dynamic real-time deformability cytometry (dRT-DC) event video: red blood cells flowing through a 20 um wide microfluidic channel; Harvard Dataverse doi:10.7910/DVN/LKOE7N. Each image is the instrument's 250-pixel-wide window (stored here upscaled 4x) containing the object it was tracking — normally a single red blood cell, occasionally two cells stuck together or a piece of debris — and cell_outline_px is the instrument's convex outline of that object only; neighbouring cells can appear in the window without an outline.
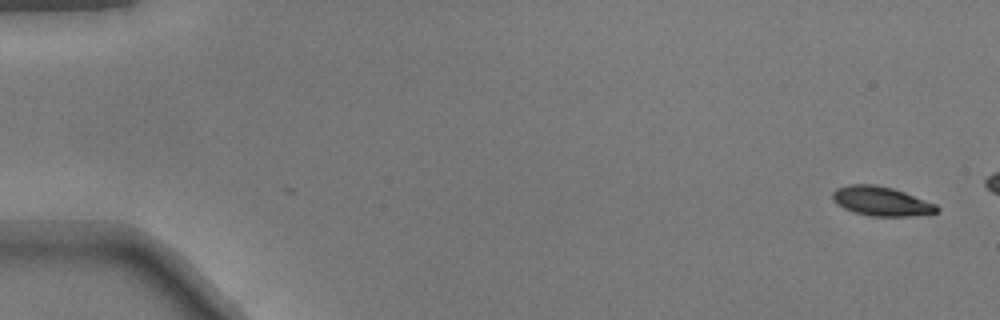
{"species": "common noctule bat (a hibernating species)", "species_latin": "Nyctalus noctula", "temperature_condition": "warm", "stored_images_in_passage": 2, "camera_frame_rate_fps": 3000, "um_per_image_px": 0.085, "animal": {"sex": "male", "body_mass_g": 17.9}, "frame": {"image": 1, "passage_image": 2, "time_ms": 0.333, "image_size_px": [1000, 320], "cell_outline_px": [[940, 208], [936, 212], [908, 216], [868, 216], [852, 212], [836, 204], [832, 200], [832, 192], [836, 188], [848, 184], [876, 184], [892, 188], [904, 192], [936, 204]], "centroid_in_image_um": [74.84, 17.09], "position_along_channel_um": 10.2, "area_um2": 17.86}}